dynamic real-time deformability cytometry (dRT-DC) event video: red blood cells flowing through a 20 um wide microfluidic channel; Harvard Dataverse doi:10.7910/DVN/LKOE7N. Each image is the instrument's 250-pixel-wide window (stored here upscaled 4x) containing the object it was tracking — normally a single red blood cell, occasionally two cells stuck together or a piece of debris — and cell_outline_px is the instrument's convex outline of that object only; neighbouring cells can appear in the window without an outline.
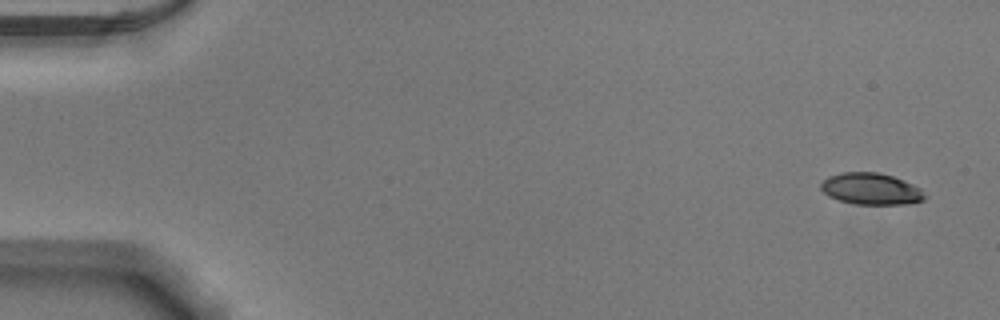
{"species": "Egyptian fruit bat (a non-hibernating species)", "species_latin": "Rousettus aegyptiacus", "temperature_condition": "warm", "stored_images_in_passage": 15, "camera_frame_rate_fps": 3000, "um_per_image_px": 0.085, "animal": {"sex": "male"}, "frame": {"image": 1, "passage_image": 1, "time_ms": 0.0, "image_size_px": [1000, 320], "cell_outline_px": [[928, 196], [924, 200], [908, 204], [856, 204], [840, 200], [828, 196], [820, 188], [820, 184], [828, 176], [840, 172], [880, 172], [892, 176], [912, 184], [920, 188]], "centroid_in_image_um": [74.05, 16.05], "position_along_channel_um": 11.0, "area_um2": 19.19}}